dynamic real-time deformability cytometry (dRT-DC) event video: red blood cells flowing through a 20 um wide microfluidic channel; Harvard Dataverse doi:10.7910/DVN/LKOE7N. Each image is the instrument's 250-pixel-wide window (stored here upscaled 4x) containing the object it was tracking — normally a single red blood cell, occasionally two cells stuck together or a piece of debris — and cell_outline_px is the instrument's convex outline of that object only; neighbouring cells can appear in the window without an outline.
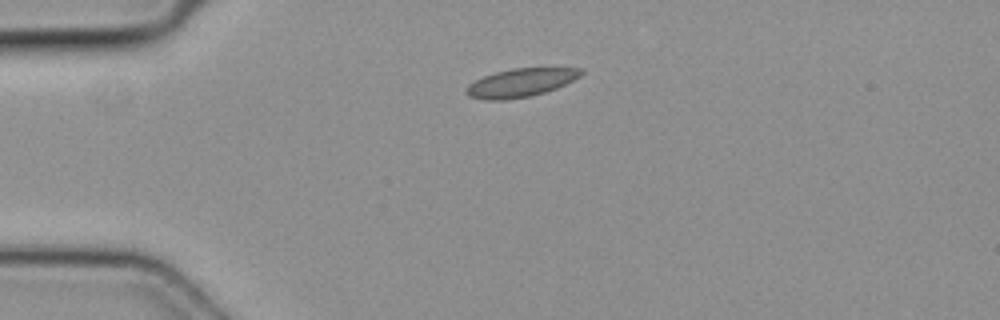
{"species": "common noctule bat (a hibernating species)", "species_latin": "Nyctalus noctula", "temperature_condition": "cold", "stored_images_in_passage": 2, "camera_frame_rate_fps": 3000, "um_per_image_px": 0.085, "animal": {"sex": "female", "body_mass_g": 19.3, "forearm_length_mm": 54.1}, "frame": {"image": 1, "passage_image": 1, "time_ms": 0.0, "image_size_px": [1000, 320], "cell_outline_px": [[584, 72], [580, 76], [556, 88], [532, 96], [504, 100], [484, 100], [468, 96], [464, 92], [464, 88], [468, 84], [484, 76], [496, 72], [512, 68], [584, 68]], "centroid_in_image_um": [44.22, 7.03], "position_along_channel_um": 40.8, "area_um2": 19.02}}